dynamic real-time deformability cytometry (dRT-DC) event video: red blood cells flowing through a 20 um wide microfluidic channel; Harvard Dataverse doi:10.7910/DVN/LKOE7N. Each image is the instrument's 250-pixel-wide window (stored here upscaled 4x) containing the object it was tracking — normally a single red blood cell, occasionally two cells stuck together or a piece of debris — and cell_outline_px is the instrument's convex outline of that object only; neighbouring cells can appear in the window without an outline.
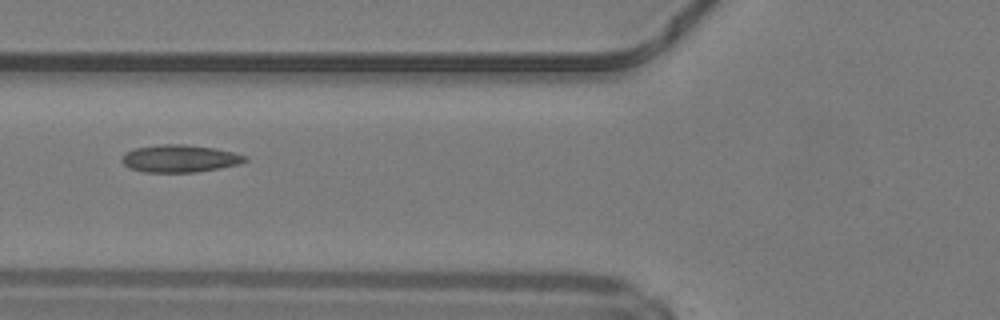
{"species": "common noctule bat (a hibernating species)", "species_latin": "Nyctalus noctula", "temperature_condition": "warm", "stored_images_in_passage": 32, "camera_frame_rate_fps": 3000, "um_per_image_px": 0.085, "animal": {"sex": "male", "body_mass_g": 19.2, "forearm_length_mm": 51.8}, "frame": {"image": 1, "passage_image": 5, "time_ms": 1.333, "image_size_px": [1000, 320], "cell_outline_px": [[248, 160], [236, 164], [196, 172], [144, 172], [132, 168], [124, 164], [120, 160], [128, 152], [136, 148], [160, 144], [184, 144], [212, 148], [232, 152], [248, 156]], "centroid_in_image_um": [15.28, 13.47], "position_along_channel_um": 110.5, "area_um2": 19.25}}